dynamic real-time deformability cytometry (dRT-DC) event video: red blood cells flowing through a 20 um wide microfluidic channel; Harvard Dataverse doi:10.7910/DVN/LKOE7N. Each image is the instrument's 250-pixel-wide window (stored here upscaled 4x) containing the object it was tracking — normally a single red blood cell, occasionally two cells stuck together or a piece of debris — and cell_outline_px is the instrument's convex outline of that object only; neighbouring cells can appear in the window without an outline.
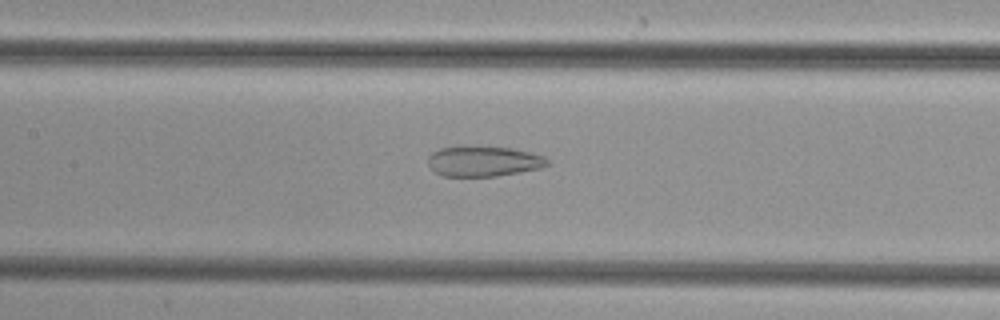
{"species": "common noctule bat (a hibernating species)", "species_latin": "Nyctalus noctula", "temperature_condition": "cold", "stored_images_in_passage": 37, "camera_frame_rate_fps": 3000, "um_per_image_px": 0.085, "animal": {"sex": "female", "body_mass_g": 29.2, "forearm_length_mm": 56.3}, "frame": {"image": 1, "passage_image": 18, "time_ms": 5.667, "image_size_px": [1000, 320], "cell_outline_px": [[548, 164], [540, 168], [520, 172], [496, 176], [444, 176], [436, 172], [428, 164], [428, 156], [432, 152], [440, 148], [460, 144], [464, 144], [512, 148], [544, 156], [548, 160]], "centroid_in_image_um": [41.06, 13.67], "position_along_channel_um": 166.3, "area_um2": 21.5}}
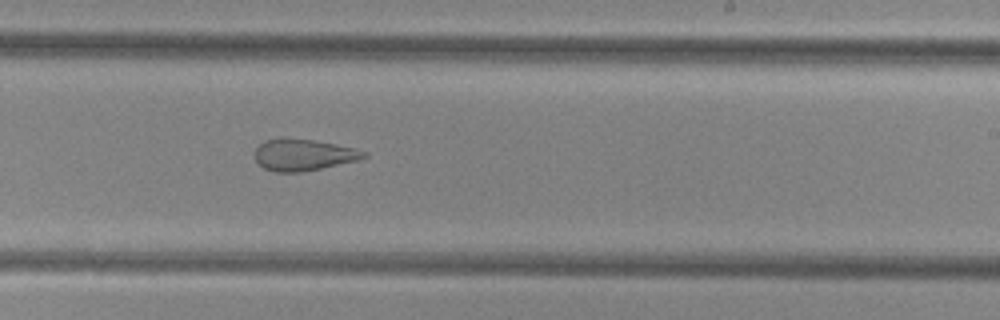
{"frame": {"image": 2, "passage_image": 25, "time_ms": 8.0, "image_size_px": [1000, 320], "cell_outline_px": [[368, 156], [360, 160], [304, 172], [276, 172], [264, 168], [256, 160], [252, 152], [264, 140], [280, 136], [288, 136], [316, 140], [336, 144], [368, 152]], "centroid_in_image_um": [25.76, 13.13], "position_along_channel_um": 263.2, "area_um2": 20.69}}
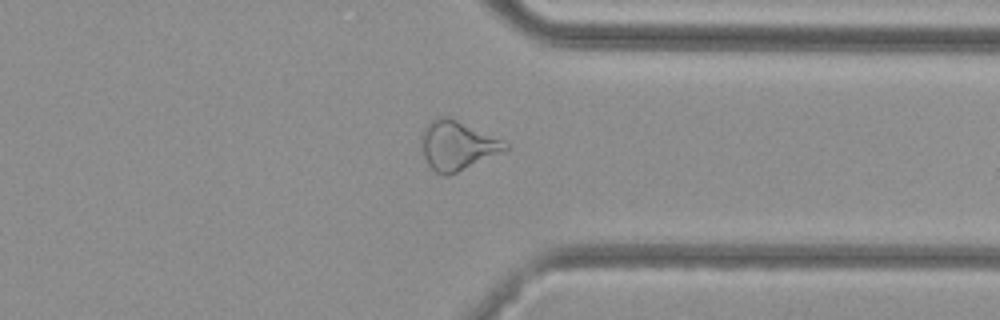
{"frame": {"image": 3, "passage_image": 33, "time_ms": 10.667, "image_size_px": [1000, 320], "cell_outline_px": [[508, 148], [448, 176], [444, 176], [436, 172], [428, 164], [424, 156], [420, 136], [424, 128], [436, 116], [448, 116], [500, 140], [508, 144]], "centroid_in_image_um": [38.78, 12.36], "position_along_channel_um": 372.6, "area_um2": 23.18}}